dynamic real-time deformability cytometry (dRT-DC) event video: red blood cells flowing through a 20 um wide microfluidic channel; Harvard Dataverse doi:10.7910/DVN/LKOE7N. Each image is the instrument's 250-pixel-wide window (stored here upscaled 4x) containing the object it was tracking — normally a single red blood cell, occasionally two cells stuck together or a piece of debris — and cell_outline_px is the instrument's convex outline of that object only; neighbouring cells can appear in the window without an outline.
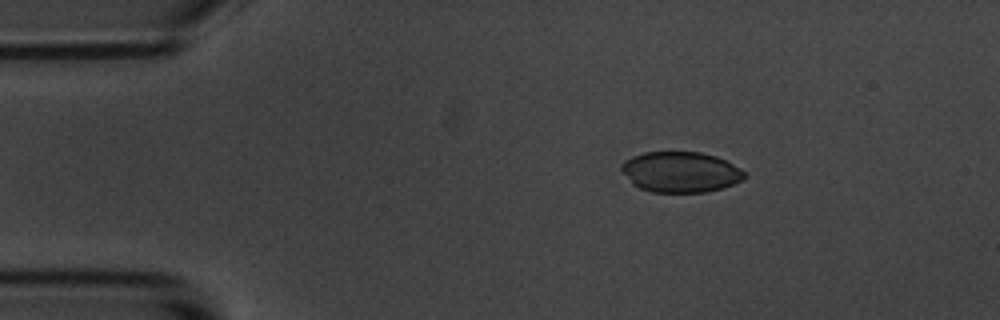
{"species": "common noctule bat (a hibernating species)", "species_latin": "Nyctalus noctula", "temperature_condition": "room temperature", "stored_images_in_passage": 2, "camera_frame_rate_fps": 3000, "um_per_image_px": 0.085, "animal": {"sex": "male", "body_mass_g": 20.1, "forearm_length_mm": 53.5}, "frame": {"image": 1, "passage_image": 1, "time_ms": 0.0, "image_size_px": [1000, 320], "cell_outline_px": [[748, 176], [744, 180], [724, 188], [704, 192], [652, 192], [640, 188], [632, 184], [620, 168], [620, 164], [624, 160], [632, 156], [644, 152], [700, 152], [716, 156], [740, 168]], "centroid_in_image_um": [57.85, 14.62], "position_along_channel_um": 27.1, "area_um2": 29.3}}